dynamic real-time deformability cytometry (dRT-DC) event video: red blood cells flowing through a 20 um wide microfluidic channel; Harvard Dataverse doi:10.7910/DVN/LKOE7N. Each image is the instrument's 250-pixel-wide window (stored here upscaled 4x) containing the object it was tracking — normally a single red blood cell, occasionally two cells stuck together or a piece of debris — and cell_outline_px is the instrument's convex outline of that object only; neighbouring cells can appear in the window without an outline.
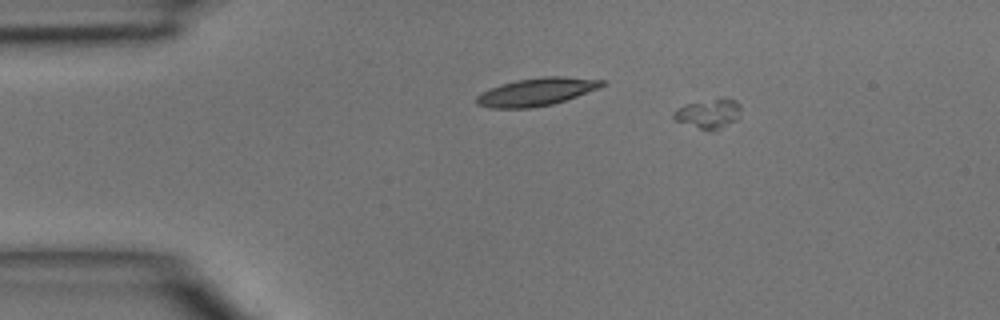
{"species": "common noctule bat (a hibernating species)", "species_latin": "Nyctalus noctula", "temperature_condition": "room temperature", "stored_images_in_passage": 4, "camera_frame_rate_fps": 3000, "um_per_image_px": 0.085, "animal": {"sex": "male", "body_mass_g": 15.6}, "frame": {"image": 1, "passage_image": 4, "time_ms": 3.667, "image_size_px": [1000, 320], "cell_outline_px": [[740, 116], [736, 120], [712, 132], [708, 132], [676, 120], [672, 116], [672, 112], [684, 104], [724, 96], [728, 96], [736, 100], [740, 104]], "centroid_in_image_um": [60.26, 9.63], "position_along_channel_um": 24.7, "area_um2": 11.96}}